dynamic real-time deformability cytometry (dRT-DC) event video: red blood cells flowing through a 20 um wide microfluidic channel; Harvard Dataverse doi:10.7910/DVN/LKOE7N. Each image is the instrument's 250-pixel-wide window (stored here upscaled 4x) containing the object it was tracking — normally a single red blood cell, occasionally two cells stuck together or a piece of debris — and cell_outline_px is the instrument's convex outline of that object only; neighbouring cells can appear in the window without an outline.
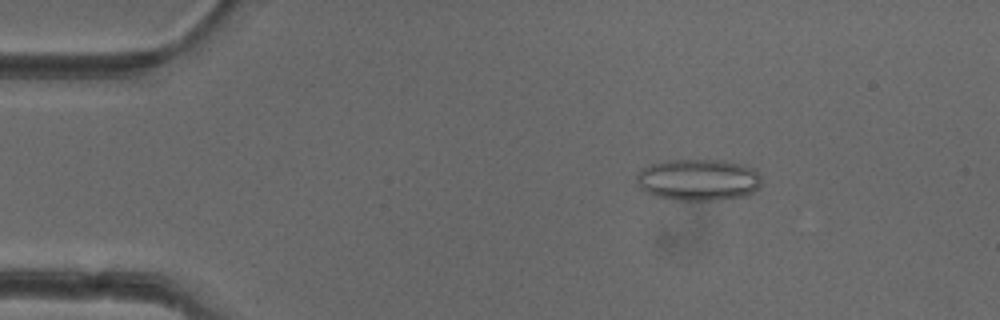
{"species": "common noctule bat (a hibernating species)", "species_latin": "Nyctalus noctula", "temperature_condition": "cold", "stored_images_in_passage": 51, "camera_frame_rate_fps": 3000, "um_per_image_px": 0.085, "animal": {"sex": "female"}, "frame": {"image": 1, "passage_image": 8, "time_ms": 2.333, "image_size_px": [1000, 320], "cell_outline_px": [[760, 184], [752, 192], [744, 196], [716, 200], [676, 200], [656, 196], [640, 188], [636, 180], [636, 176], [644, 168], [652, 164], [668, 160], [724, 160], [756, 168], [760, 176]], "centroid_in_image_um": [59.37, 15.28], "position_along_channel_um": 25.6, "area_um2": 30.17}}
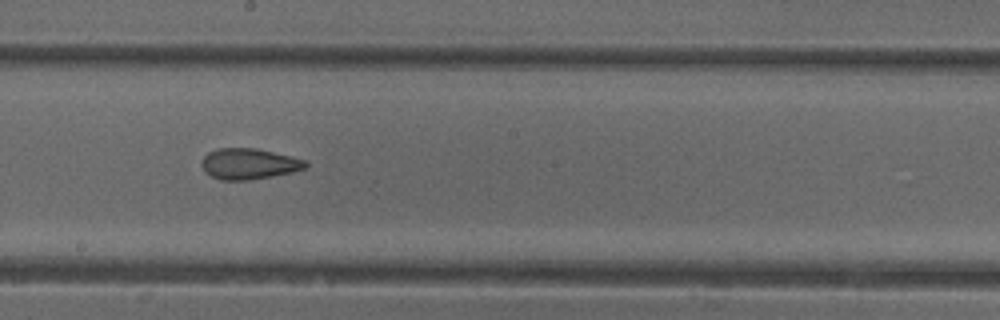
{"frame": {"image": 2, "passage_image": 28, "time_ms": 9.0, "image_size_px": [1000, 320], "cell_outline_px": [[308, 168], [292, 172], [272, 176], [248, 180], [220, 180], [204, 172], [200, 164], [204, 156], [208, 152], [216, 148], [256, 148], [308, 160]], "centroid_in_image_um": [21.16, 13.92], "position_along_channel_um": 227.0, "area_um2": 18.9}}
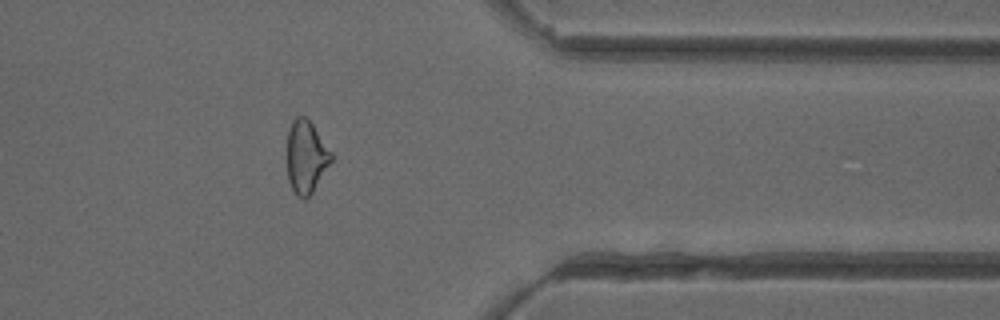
{"frame": {"image": 3, "passage_image": 41, "time_ms": 13.333, "image_size_px": [1000, 320], "cell_outline_px": [[332, 160], [312, 192], [304, 200], [296, 196], [288, 180], [284, 156], [288, 132], [292, 120], [296, 116], [308, 116], [332, 152]], "centroid_in_image_um": [25.97, 13.29], "position_along_channel_um": 385.4, "area_um2": 19.42}, "authors_computed_cell_mechanics": {"area_um2": 20.4612, "velocity_mm_per_s": 4.0047, "shape_relaxation_time_tau1_ms": null, "shape_relaxation_time_tau2_ms": 2.6717, "deformation_change_tau1": null, "deformation_change_tau2": 0.0955}}